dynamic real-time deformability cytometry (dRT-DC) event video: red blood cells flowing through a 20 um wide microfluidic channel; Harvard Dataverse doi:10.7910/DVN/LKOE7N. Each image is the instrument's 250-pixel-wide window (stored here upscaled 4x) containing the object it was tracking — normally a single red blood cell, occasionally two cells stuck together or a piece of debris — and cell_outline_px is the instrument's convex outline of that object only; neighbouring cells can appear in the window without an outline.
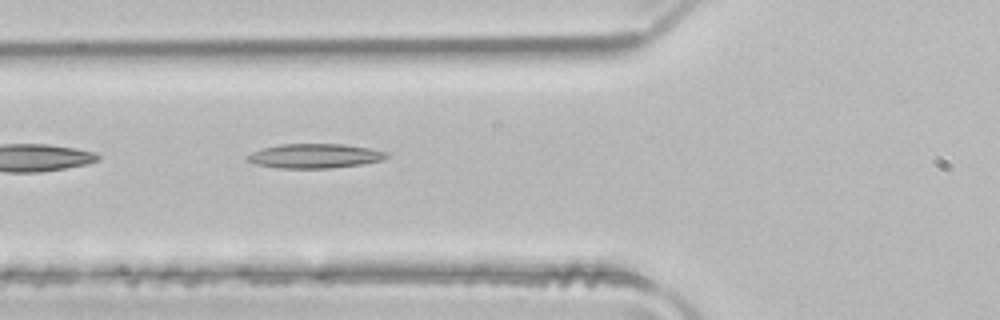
{"species": "common noctule bat (a hibernating species)", "species_latin": "Nyctalus noctula", "temperature_condition": "room temperature", "stored_images_in_passage": 4, "camera_frame_rate_fps": 3000, "um_per_image_px": 0.085, "animal": {"sex": "male", "body_mass_g": 21.5, "forearm_length_mm": 52.0}, "frame": {"image": 1, "passage_image": 4, "time_ms": 1.0, "image_size_px": [1000, 320], "cell_outline_px": [[388, 156], [384, 160], [360, 164], [328, 168], [276, 168], [256, 164], [248, 160], [244, 156], [252, 152], [264, 148], [280, 144], [344, 144], [368, 148], [388, 152]], "centroid_in_image_um": [26.75, 13.25], "position_along_channel_um": 99.1, "area_um2": 19.71}}